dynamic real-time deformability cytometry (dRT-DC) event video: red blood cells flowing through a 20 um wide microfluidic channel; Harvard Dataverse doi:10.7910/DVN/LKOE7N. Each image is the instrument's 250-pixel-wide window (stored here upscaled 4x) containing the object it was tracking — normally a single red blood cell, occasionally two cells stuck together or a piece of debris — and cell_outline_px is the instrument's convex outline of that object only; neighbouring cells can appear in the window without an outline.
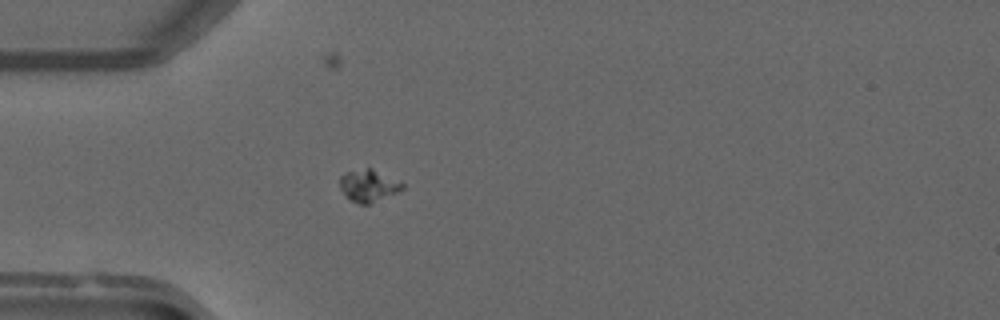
{"species": "common noctule bat (a hibernating species)", "species_latin": "Nyctalus noctula", "temperature_condition": "warm", "stored_images_in_passage": 39, "camera_frame_rate_fps": 3000, "um_per_image_px": 0.085, "animal": {"sex": "male", "forearm_length_mm": 52.5}, "frame": {"image": 1, "passage_image": 3, "time_ms": 0.667, "image_size_px": [1000, 320], "cell_outline_px": [[404, 188], [396, 192], [368, 204], [360, 204], [352, 200], [340, 188], [340, 176], [348, 172], [368, 168], [372, 168], [404, 184]], "centroid_in_image_um": [31.32, 15.77], "position_along_channel_um": 53.7, "area_um2": 11.16}}
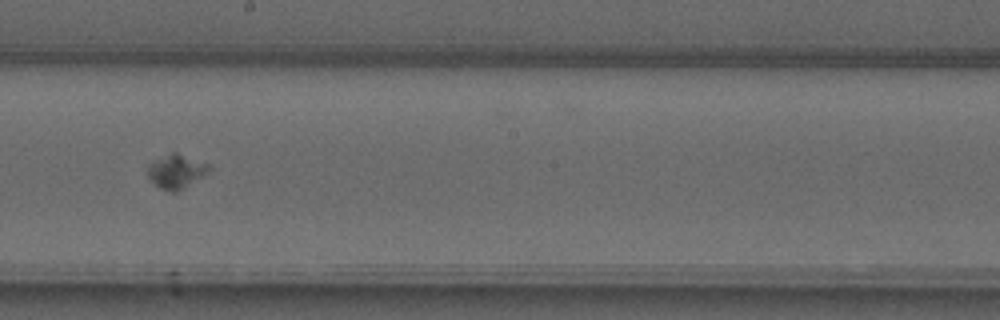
{"frame": {"image": 2, "passage_image": 17, "time_ms": 5.333, "image_size_px": [1000, 320], "cell_outline_px": [[212, 168], [208, 172], [176, 192], [168, 192], [160, 188], [148, 176], [148, 164], [172, 152], [176, 152], [208, 164]], "centroid_in_image_um": [14.98, 14.57], "position_along_channel_um": 233.2, "area_um2": 11.73}}
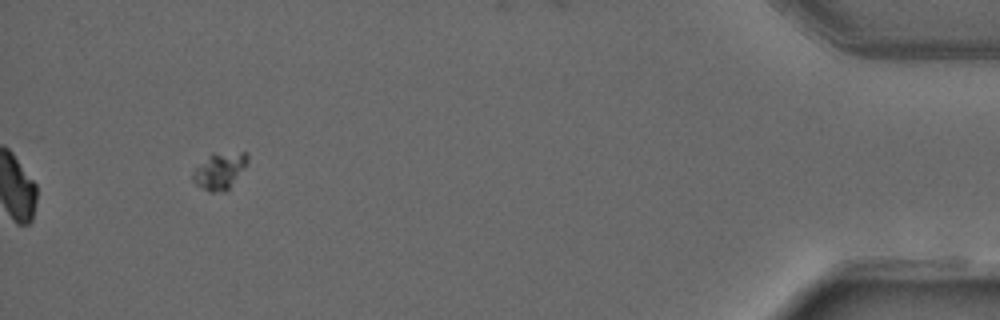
{"frame": {"image": 3, "passage_image": 36, "time_ms": 11.667, "image_size_px": [1000, 320], "cell_outline_px": [[248, 160], [244, 168], [228, 188], [224, 192], [208, 192], [196, 184], [192, 180], [192, 176], [196, 168], [212, 152], [248, 152]], "centroid_in_image_um": [18.67, 14.5], "position_along_channel_um": 416.5, "area_um2": 11.56}}